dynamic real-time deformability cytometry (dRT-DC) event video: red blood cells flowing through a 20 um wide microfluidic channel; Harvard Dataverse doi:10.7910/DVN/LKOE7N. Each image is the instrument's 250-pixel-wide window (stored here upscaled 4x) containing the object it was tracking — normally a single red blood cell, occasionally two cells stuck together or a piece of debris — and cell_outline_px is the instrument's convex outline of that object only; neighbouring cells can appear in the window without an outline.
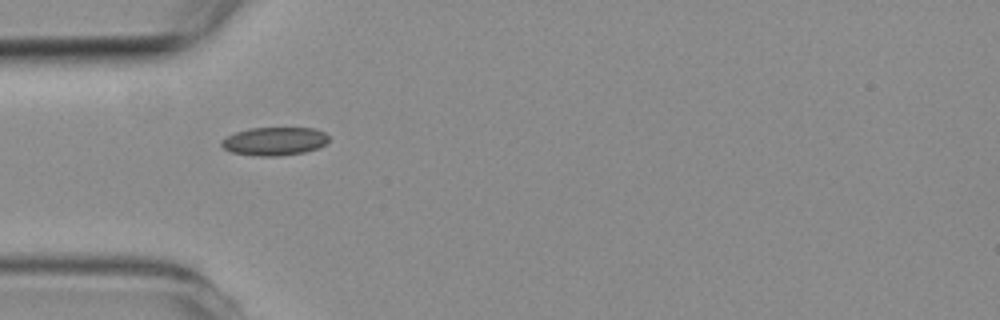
{"species": "common noctule bat (a hibernating species)", "species_latin": "Nyctalus noctula", "temperature_condition": "room temperature", "stored_images_in_passage": 6, "camera_frame_rate_fps": 3000, "um_per_image_px": 0.085, "animal": {"sex": "female", "body_mass_g": 19.3, "forearm_length_mm": 54.1}, "frame": {"image": 1, "passage_image": 5, "time_ms": 4.333, "image_size_px": [1000, 320], "cell_outline_px": [[328, 140], [324, 144], [316, 148], [304, 152], [280, 156], [252, 156], [232, 152], [224, 148], [220, 144], [220, 140], [236, 132], [248, 128], [316, 128], [324, 132], [328, 136]], "centroid_in_image_um": [23.3, 12.0], "position_along_channel_um": 61.7, "area_um2": 17.69}}
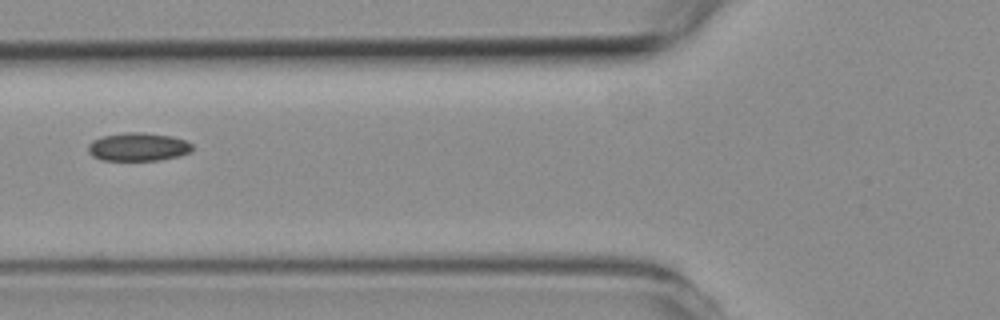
{"frame": {"image": 2, "passage_image": 6, "time_ms": 5.667, "image_size_px": [1000, 320], "cell_outline_px": [[192, 152], [180, 156], [160, 160], [100, 160], [92, 156], [88, 152], [88, 144], [92, 140], [104, 136], [124, 132], [140, 132], [172, 136], [184, 140], [192, 144]], "centroid_in_image_um": [11.74, 12.49], "position_along_channel_um": 114.1, "area_um2": 17.28}}